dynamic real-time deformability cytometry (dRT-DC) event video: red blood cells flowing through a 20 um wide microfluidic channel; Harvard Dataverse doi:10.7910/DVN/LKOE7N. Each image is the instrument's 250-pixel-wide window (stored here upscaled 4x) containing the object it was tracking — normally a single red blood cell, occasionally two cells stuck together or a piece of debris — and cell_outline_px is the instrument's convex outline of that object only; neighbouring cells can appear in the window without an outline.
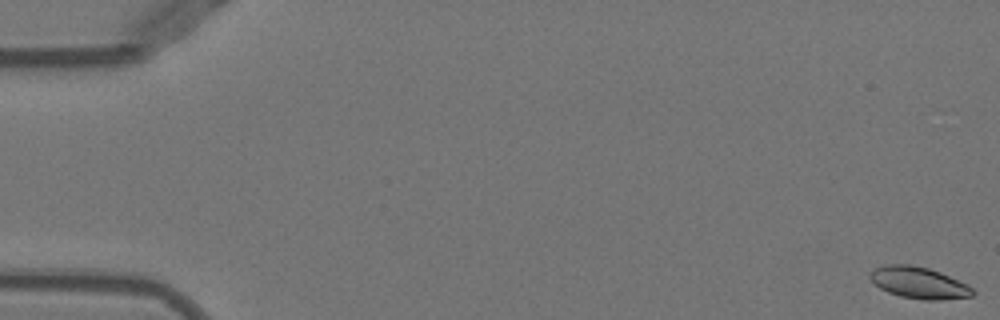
{"species": "Egyptian fruit bat (a non-hibernating species)", "species_latin": "Rousettus aegyptiacus", "temperature_condition": "warm", "stored_images_in_passage": 7, "camera_frame_rate_fps": 3000, "um_per_image_px": 0.085, "animal": {"sex": "female"}, "frame": {"image": 1, "passage_image": 1, "time_ms": 0.0, "image_size_px": [1000, 320], "cell_outline_px": [[976, 292], [972, 296], [940, 300], [924, 300], [900, 296], [888, 292], [880, 288], [868, 276], [876, 268], [888, 264], [908, 264], [928, 268], [940, 272], [968, 284]], "centroid_in_image_um": [78.14, 24.04], "position_along_channel_um": 6.9, "area_um2": 18.79}}